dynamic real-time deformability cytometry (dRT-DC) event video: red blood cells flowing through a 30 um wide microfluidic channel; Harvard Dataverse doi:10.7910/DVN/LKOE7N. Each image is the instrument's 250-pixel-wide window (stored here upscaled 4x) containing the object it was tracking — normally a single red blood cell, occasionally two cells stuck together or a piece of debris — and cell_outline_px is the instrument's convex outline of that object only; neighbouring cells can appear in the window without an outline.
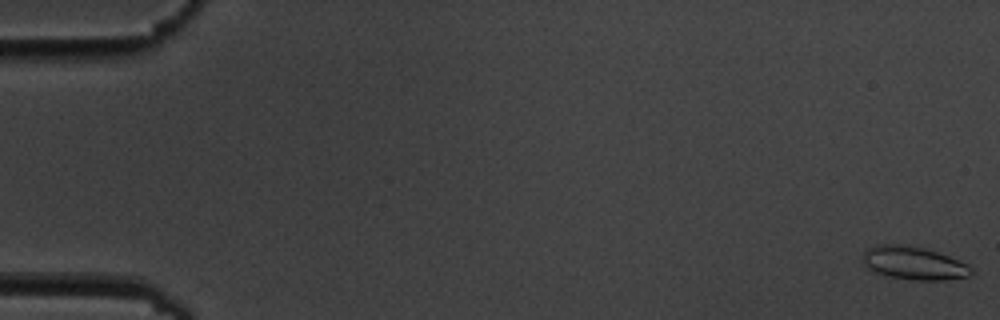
{"species": "common noctule bat (a hibernating species)", "species_latin": "Nyctalus noctula", "temperature_condition": "cold", "stored_images_in_passage": 6, "camera_frame_rate_fps": 3000, "um_per_image_px": 0.085, "animal": {"sex": "male", "body_mass_g": 19.5, "forearm_length_mm": 54.6}, "frame": {"image": 1, "passage_image": 1, "time_ms": 0.0, "image_size_px": [1000, 320], "cell_outline_px": [[972, 272], [968, 276], [944, 280], [916, 280], [892, 276], [876, 272], [868, 268], [860, 260], [864, 252], [868, 248], [876, 244], [904, 244], [924, 248], [948, 256], [968, 264], [972, 268]], "centroid_in_image_um": [77.64, 22.35], "position_along_channel_um": 7.4, "area_um2": 20.81}}